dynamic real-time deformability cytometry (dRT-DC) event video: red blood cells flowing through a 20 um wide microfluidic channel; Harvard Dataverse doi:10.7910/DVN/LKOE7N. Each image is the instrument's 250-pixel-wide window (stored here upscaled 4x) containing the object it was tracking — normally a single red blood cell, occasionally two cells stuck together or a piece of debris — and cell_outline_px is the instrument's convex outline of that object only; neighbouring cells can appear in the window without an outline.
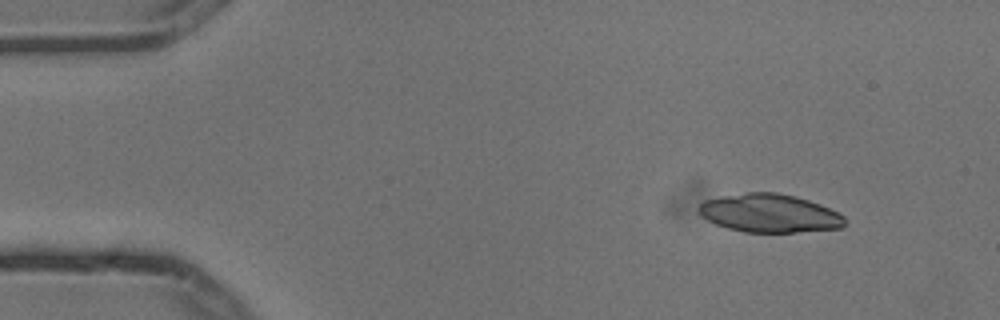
{"species": "common noctule bat (a hibernating species)", "species_latin": "Nyctalus noctula", "temperature_condition": "cold", "stored_images_in_passage": 3, "camera_frame_rate_fps": 3000, "um_per_image_px": 0.085, "animal": {"sex": "male", "body_mass_g": 13.3}, "frame": {"image": 1, "passage_image": 1, "time_ms": 0.0, "image_size_px": [1000, 320], "cell_outline_px": [[844, 228], [796, 232], [744, 232], [728, 228], [716, 224], [708, 220], [696, 208], [704, 200], [720, 196], [748, 192], [776, 192], [808, 200], [820, 204], [844, 216]], "centroid_in_image_um": [65.4, 18.12], "position_along_channel_um": 19.6, "area_um2": 32.48}}